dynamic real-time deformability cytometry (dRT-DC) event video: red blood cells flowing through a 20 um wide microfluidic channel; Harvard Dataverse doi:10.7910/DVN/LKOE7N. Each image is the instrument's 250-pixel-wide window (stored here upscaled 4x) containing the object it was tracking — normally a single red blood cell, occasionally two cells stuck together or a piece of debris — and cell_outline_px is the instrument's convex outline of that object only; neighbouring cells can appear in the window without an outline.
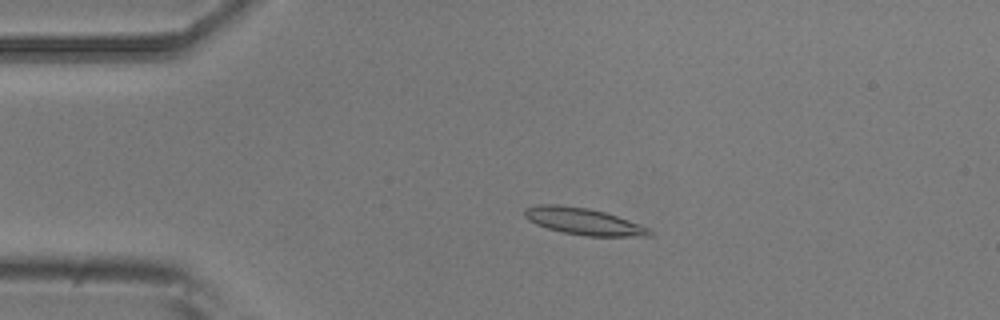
{"species": "common noctule bat (a hibernating species)", "species_latin": "Nyctalus noctula", "temperature_condition": "room temperature", "stored_images_in_passage": 54, "camera_frame_rate_fps": 3000, "um_per_image_px": 0.085, "animal": {"sex": "male", "body_mass_g": 20.5, "forearm_length_mm": 52.5}, "frame": {"image": 1, "passage_image": 11, "time_ms": 3.333, "image_size_px": [1000, 320], "cell_outline_px": [[656, 232], [652, 236], [588, 236], [564, 232], [548, 228], [536, 224], [528, 220], [524, 216], [524, 208], [536, 204], [556, 204], [588, 208], [604, 212], [640, 224]], "centroid_in_image_um": [49.6, 18.81], "position_along_channel_um": 35.4, "area_um2": 19.48}}
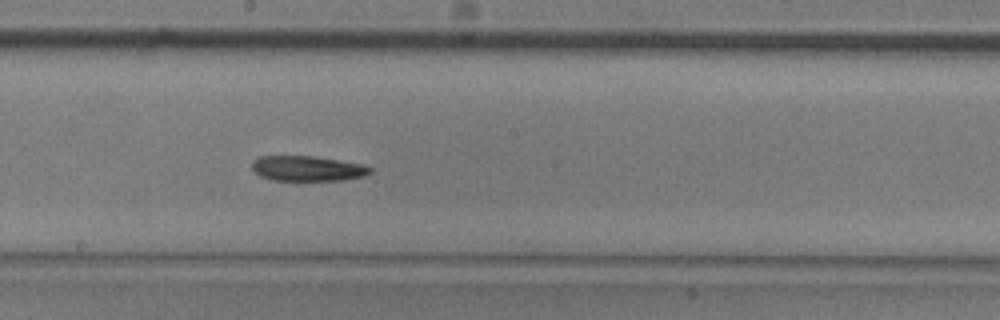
{"frame": {"image": 2, "passage_image": 29, "time_ms": 9.333, "image_size_px": [1000, 320], "cell_outline_px": [[372, 172], [364, 176], [344, 180], [272, 180], [260, 176], [252, 168], [252, 160], [260, 156], [316, 156], [364, 164], [372, 168]], "centroid_in_image_um": [26.16, 14.31], "position_along_channel_um": 222.0, "area_um2": 17.46}}
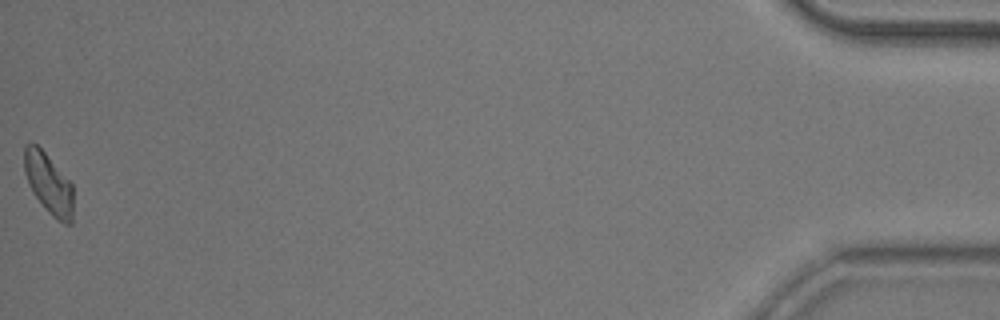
{"frame": {"image": 3, "passage_image": 54, "time_ms": 17.667, "image_size_px": [1000, 320], "cell_outline_px": [[72, 224], [64, 224], [56, 220], [48, 212], [32, 192], [28, 184], [24, 172], [24, 144], [36, 144], [44, 152], [72, 184]], "centroid_in_image_um": [4.11, 15.63], "position_along_channel_um": 431.1, "area_um2": 17.17}}